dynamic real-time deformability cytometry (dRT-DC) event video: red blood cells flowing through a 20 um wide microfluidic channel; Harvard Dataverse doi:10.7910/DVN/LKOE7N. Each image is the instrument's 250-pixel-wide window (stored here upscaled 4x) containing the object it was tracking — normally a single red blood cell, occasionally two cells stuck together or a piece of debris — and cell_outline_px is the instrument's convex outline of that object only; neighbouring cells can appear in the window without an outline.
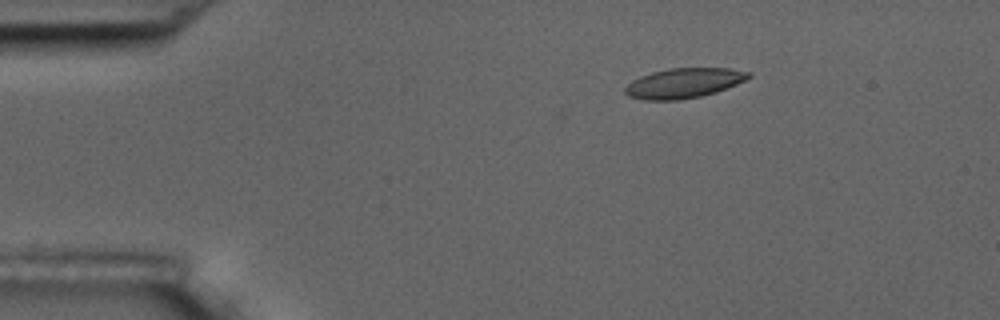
{"species": "common noctule bat (a hibernating species)", "species_latin": "Nyctalus noctula", "temperature_condition": "room temperature", "stored_images_in_passage": 3, "camera_frame_rate_fps": 3000, "um_per_image_px": 0.085, "animal": {"sex": "male", "body_mass_g": 17.5, "forearm_length_mm": 52.3}, "frame": {"image": 1, "passage_image": 1, "time_ms": 0.0, "image_size_px": [1000, 320], "cell_outline_px": [[752, 76], [736, 84], [716, 92], [700, 96], [676, 100], [644, 100], [628, 96], [624, 92], [624, 88], [632, 80], [640, 76], [652, 72], [668, 68], [728, 68], [752, 72]], "centroid_in_image_um": [58.1, 7.06], "position_along_channel_um": 26.9, "area_um2": 21.5}}